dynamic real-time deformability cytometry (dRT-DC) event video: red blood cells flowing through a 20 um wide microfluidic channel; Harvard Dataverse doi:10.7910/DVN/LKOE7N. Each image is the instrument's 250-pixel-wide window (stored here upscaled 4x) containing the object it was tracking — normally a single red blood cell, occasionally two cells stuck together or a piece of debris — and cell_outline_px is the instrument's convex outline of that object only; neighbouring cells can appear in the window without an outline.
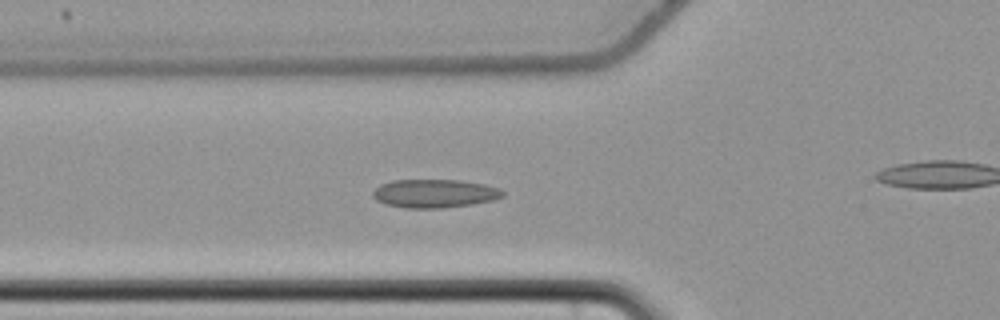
{"species": "common noctule bat (a hibernating species)", "species_latin": "Nyctalus noctula", "temperature_condition": "cold", "stored_images_in_passage": 28, "camera_frame_rate_fps": 3000, "um_per_image_px": 0.085, "animal": {"sex": "female", "body_mass_g": 22.7, "forearm_length_mm": 54.2}, "frame": {"image": 1, "passage_image": 2, "time_ms": 0.333, "image_size_px": [1000, 320], "cell_outline_px": [[504, 196], [492, 200], [472, 204], [444, 208], [404, 208], [384, 204], [376, 200], [372, 196], [372, 192], [380, 184], [392, 180], [460, 180], [484, 184], [500, 188], [504, 192]], "centroid_in_image_um": [36.91, 16.45], "position_along_channel_um": 88.9, "area_um2": 21.68}}
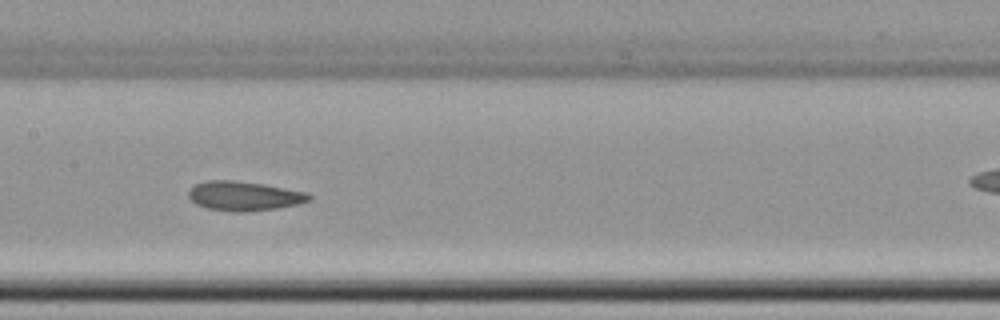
{"frame": {"image": 2, "passage_image": 10, "time_ms": 3.0, "image_size_px": [1000, 320], "cell_outline_px": [[312, 200], [296, 204], [276, 208], [240, 212], [208, 208], [196, 204], [188, 196], [188, 192], [196, 184], [208, 180], [236, 180], [264, 184], [308, 192], [312, 196]], "centroid_in_image_um": [20.78, 16.64], "position_along_channel_um": 186.6, "area_um2": 20.46}}
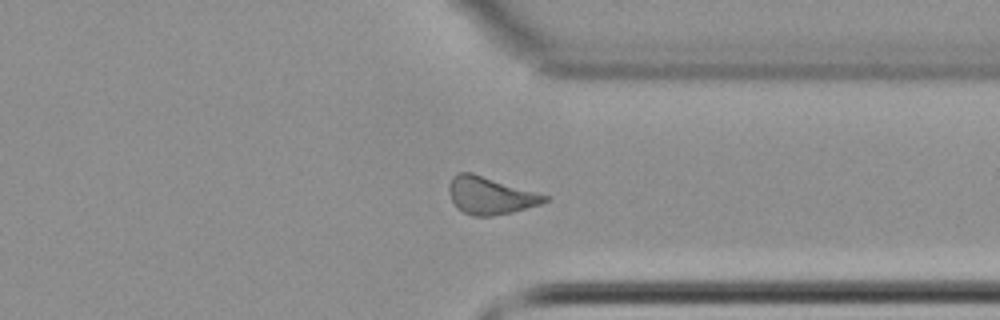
{"frame": {"image": 3, "passage_image": 25, "time_ms": 8.0, "image_size_px": [1000, 320], "cell_outline_px": [[548, 200], [540, 204], [512, 212], [492, 216], [472, 216], [456, 208], [448, 192], [448, 184], [452, 176], [456, 172], [472, 172], [548, 196]], "centroid_in_image_um": [41.61, 16.61], "position_along_channel_um": 369.8, "area_um2": 20.81}}